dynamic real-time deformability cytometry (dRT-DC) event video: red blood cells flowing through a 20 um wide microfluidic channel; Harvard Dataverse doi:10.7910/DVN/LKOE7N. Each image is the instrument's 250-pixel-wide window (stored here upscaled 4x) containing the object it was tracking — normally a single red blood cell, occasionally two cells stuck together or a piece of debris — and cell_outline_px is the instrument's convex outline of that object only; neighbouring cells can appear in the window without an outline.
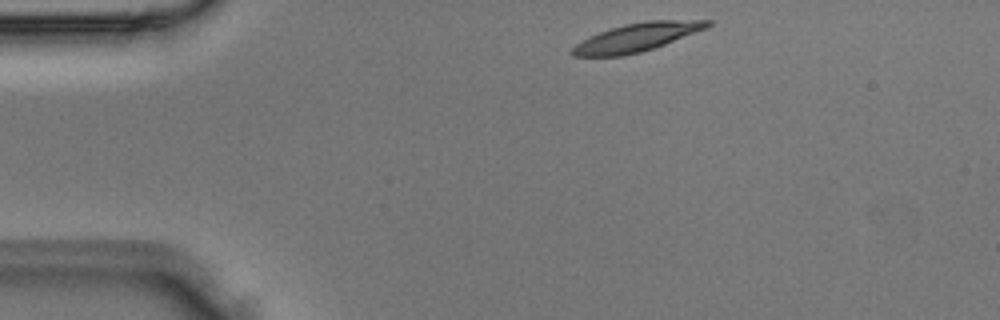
{"species": "Egyptian fruit bat (a non-hibernating species)", "species_latin": "Rousettus aegyptiacus", "temperature_condition": "room temperature", "stored_images_in_passage": 6, "camera_frame_rate_fps": 3000, "um_per_image_px": 0.085, "animal": {"sex": "male"}, "frame": {"image": 1, "passage_image": 1, "time_ms": 0.0, "image_size_px": [1000, 320], "cell_outline_px": [[712, 24], [708, 28], [664, 44], [640, 52], [624, 56], [572, 56], [572, 48], [576, 44], [588, 36], [624, 24], [648, 20], [712, 20]], "centroid_in_image_um": [54.15, 3.16], "position_along_channel_um": 30.9, "area_um2": 22.14}}
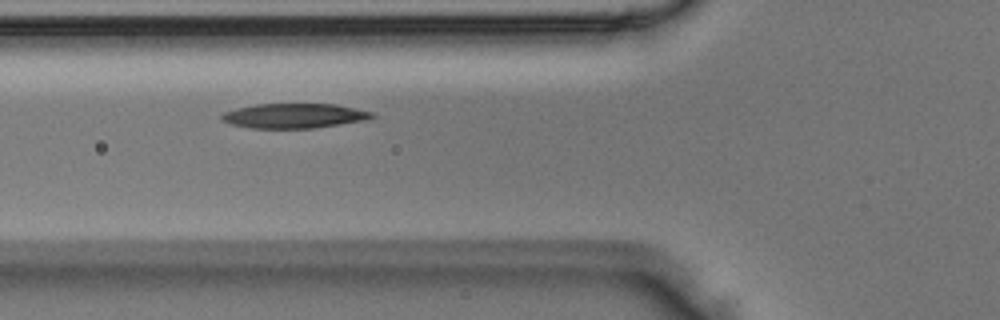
{"frame": {"image": 2, "passage_image": 3, "time_ms": 0.667, "image_size_px": [1000, 320], "cell_outline_px": [[376, 116], [368, 120], [312, 128], [248, 128], [232, 124], [220, 120], [220, 116], [224, 112], [236, 108], [256, 104], [336, 104], [376, 112]], "centroid_in_image_um": [25.04, 9.84], "position_along_channel_um": 100.8, "area_um2": 21.85}}
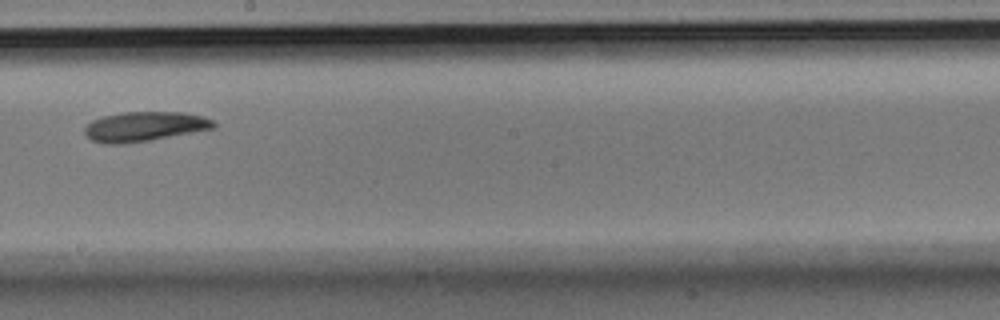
{"frame": {"image": 3, "passage_image": 6, "time_ms": 1.667, "image_size_px": [1000, 320], "cell_outline_px": [[216, 128], [148, 140], [124, 144], [104, 144], [92, 140], [84, 132], [84, 128], [92, 120], [104, 116], [120, 112], [184, 112], [204, 116], [212, 120], [216, 124]], "centroid_in_image_um": [12.29, 10.74], "position_along_channel_um": 235.9, "area_um2": 22.25}}